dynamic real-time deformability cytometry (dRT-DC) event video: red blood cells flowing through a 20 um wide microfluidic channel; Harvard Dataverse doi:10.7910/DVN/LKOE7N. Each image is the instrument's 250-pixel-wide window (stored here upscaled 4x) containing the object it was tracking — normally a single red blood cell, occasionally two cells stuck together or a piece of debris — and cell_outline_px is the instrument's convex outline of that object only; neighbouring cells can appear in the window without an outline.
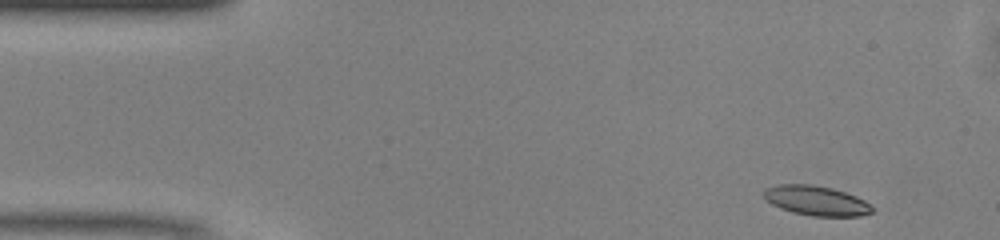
{"species": "common noctule bat (a hibernating species)", "species_latin": "Nyctalus noctula", "temperature_condition": "warm", "stored_images_in_passage": 46, "camera_frame_rate_fps": 3000, "um_per_image_px": 0.085, "animal": {"sex": "male", "body_mass_g": 13.0, "forearm_length_mm": 53.1}, "frame": {"image": 1, "passage_image": 1, "time_ms": 0.0, "image_size_px": [1000, 240], "cell_outline_px": [[876, 208], [872, 212], [860, 216], [812, 216], [792, 212], [780, 208], [772, 204], [764, 196], [764, 188], [776, 184], [812, 184], [832, 188], [856, 196], [864, 200]], "centroid_in_image_um": [69.39, 17.05], "position_along_channel_um": 15.6, "area_um2": 18.84}}
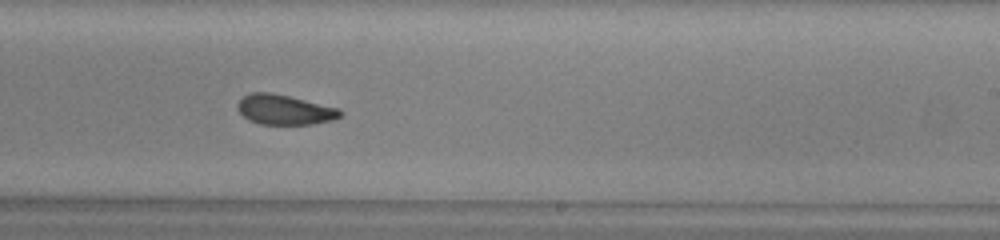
{"frame": {"image": 2, "passage_image": 26, "time_ms": 8.333, "image_size_px": [1000, 240], "cell_outline_px": [[340, 116], [332, 120], [312, 124], [260, 124], [248, 120], [236, 108], [236, 104], [244, 96], [252, 92], [272, 92], [340, 108]], "centroid_in_image_um": [24.15, 9.32], "position_along_channel_um": 264.8, "area_um2": 17.86}}
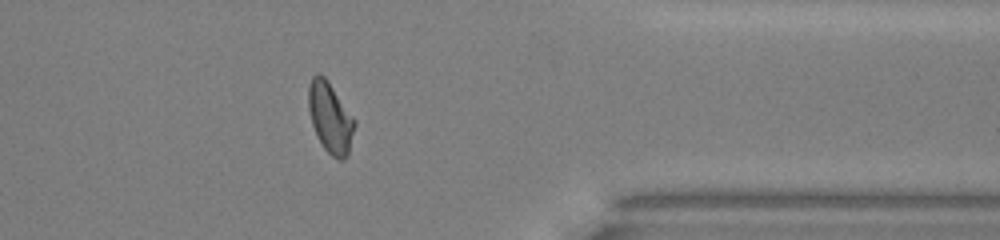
{"frame": {"image": 3, "passage_image": 36, "time_ms": 11.667, "image_size_px": [1000, 240], "cell_outline_px": [[356, 124], [348, 156], [344, 160], [336, 160], [324, 148], [316, 136], [312, 124], [308, 108], [308, 88], [312, 76], [316, 72], [320, 72], [328, 80], [356, 120]], "centroid_in_image_um": [28.08, 9.99], "position_along_channel_um": 383.3, "area_um2": 19.36}, "authors_computed_cell_mechanics": {"area_um2": 18.785, "velocity_mm_per_s": 4.1147, "shape_relaxation_time_tau1_ms": 8.1528, "shape_relaxation_time_tau2_ms": 1.2439, "deformation_change_tau1": 0.1807, "deformation_change_tau2": 0.075}}